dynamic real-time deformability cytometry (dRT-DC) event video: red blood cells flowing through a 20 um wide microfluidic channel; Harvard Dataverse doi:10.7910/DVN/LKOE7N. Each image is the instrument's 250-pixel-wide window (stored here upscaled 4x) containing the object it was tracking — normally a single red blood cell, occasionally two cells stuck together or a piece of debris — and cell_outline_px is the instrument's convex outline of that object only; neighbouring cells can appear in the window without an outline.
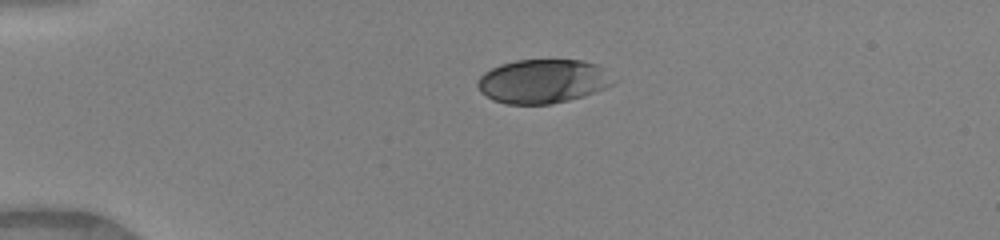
{"species": "human", "species_latin": "Homo sapiens", "temperature_condition": "warm", "stored_images_in_passage": 39, "camera_frame_rate_fps": 3000, "um_per_image_px": 0.085, "donor": {"sex": "female"}, "frame": {"image": 1, "passage_image": 1, "time_ms": 0.0, "image_size_px": [1000, 240], "cell_outline_px": [[620, 80], [604, 88], [584, 96], [552, 104], [504, 104], [492, 100], [480, 92], [476, 84], [476, 80], [484, 72], [500, 64], [516, 60], [580, 60], [600, 64]], "centroid_in_image_um": [46.18, 6.9], "position_along_channel_um": 38.8, "area_um2": 35.37}}
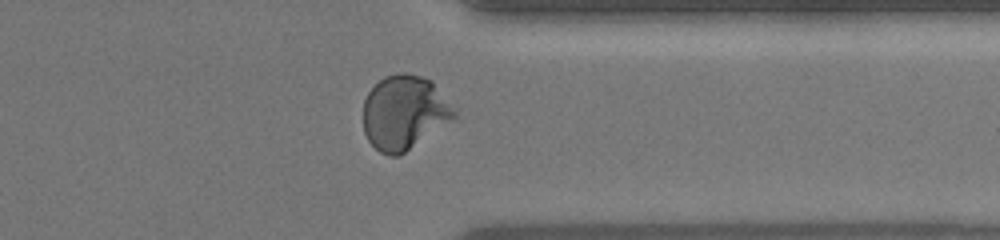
{"frame": {"image": 2, "passage_image": 29, "time_ms": 9.333, "image_size_px": [1000, 240], "cell_outline_px": [[456, 116], [400, 156], [388, 156], [380, 152], [368, 140], [364, 132], [364, 100], [368, 92], [384, 76], [400, 72], [404, 72], [420, 76], [432, 80], [456, 112]], "centroid_in_image_um": [34.33, 9.56], "position_along_channel_um": 377.1, "area_um2": 38.96}}
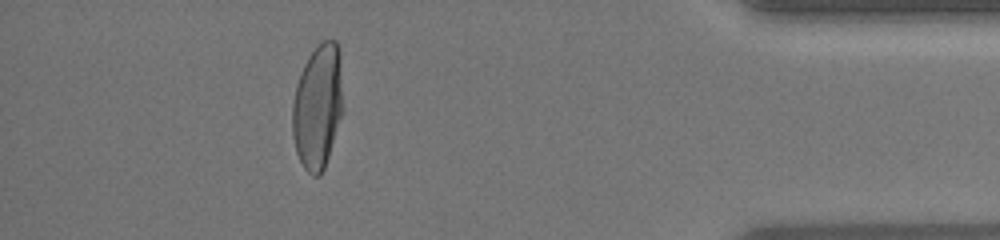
{"frame": {"image": 3, "passage_image": 34, "time_ms": 11.0, "image_size_px": [1000, 240], "cell_outline_px": [[344, 108], [324, 168], [320, 176], [312, 176], [304, 168], [296, 152], [292, 136], [292, 104], [296, 84], [304, 64], [308, 56], [316, 44], [324, 40], [336, 40], [340, 60]], "centroid_in_image_um": [27.0, 9.04], "position_along_channel_um": 408.2, "area_um2": 37.05}, "authors_computed_cell_mechanics": {"area_um2": 37.281, "velocity_mm_per_s": 4.1115, "shape_relaxation_time_tau1_ms": 4.1865, "shape_relaxation_time_tau2_ms": null, "deformation_change_tau1": 0.1941, "deformation_change_tau2": null}}